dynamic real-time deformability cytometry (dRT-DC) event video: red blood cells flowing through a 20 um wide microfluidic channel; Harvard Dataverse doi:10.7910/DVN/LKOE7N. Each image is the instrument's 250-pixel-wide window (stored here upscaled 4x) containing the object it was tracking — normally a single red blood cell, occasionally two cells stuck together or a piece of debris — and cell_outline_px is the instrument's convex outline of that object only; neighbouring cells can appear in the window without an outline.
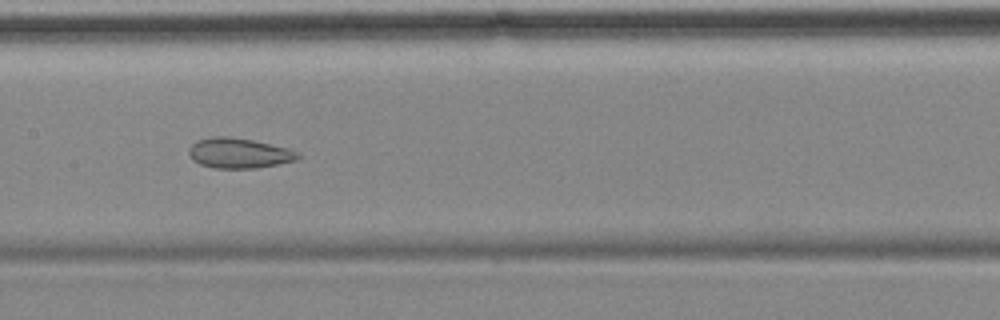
{"species": "common noctule bat (a hibernating species)", "species_latin": "Nyctalus noctula", "temperature_condition": "cold", "stored_images_in_passage": 9, "camera_frame_rate_fps": 3000, "um_per_image_px": 0.085, "animal": {"sex": "female", "body_mass_g": 18.4}, "frame": {"image": 1, "passage_image": 7, "time_ms": 7.0, "image_size_px": [1000, 320], "cell_outline_px": [[300, 156], [296, 160], [256, 168], [212, 168], [200, 164], [192, 160], [188, 152], [188, 148], [192, 144], [200, 140], [216, 136], [228, 136], [252, 140], [288, 148], [300, 152]], "centroid_in_image_um": [20.3, 13.02], "position_along_channel_um": 187.1, "area_um2": 19.07}}
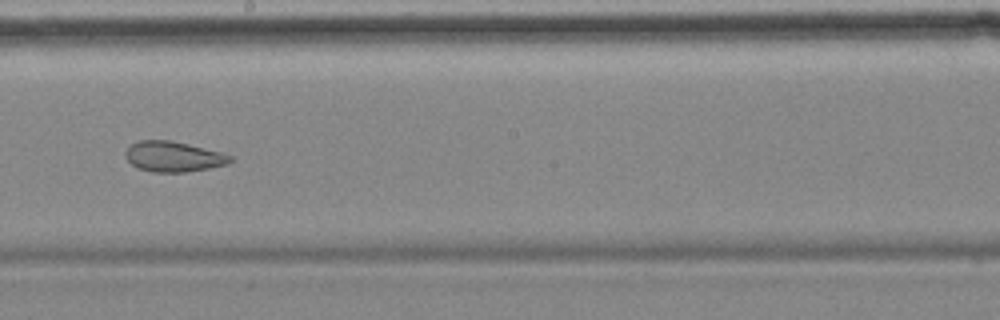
{"frame": {"image": 2, "passage_image": 8, "time_ms": 8.333, "image_size_px": [1000, 320], "cell_outline_px": [[232, 160], [228, 164], [208, 168], [184, 172], [152, 172], [140, 168], [132, 164], [124, 156], [124, 152], [132, 144], [140, 140], [172, 140], [220, 152], [232, 156]], "centroid_in_image_um": [14.73, 13.3], "position_along_channel_um": 233.5, "area_um2": 18.38}}
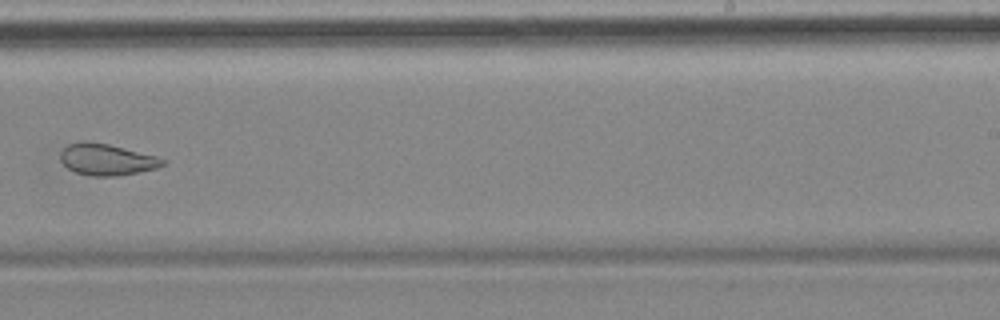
{"frame": {"image": 3, "passage_image": 9, "time_ms": 9.667, "image_size_px": [1000, 320], "cell_outline_px": [[168, 160], [164, 164], [156, 168], [116, 176], [92, 176], [76, 172], [68, 168], [60, 160], [60, 152], [68, 144], [84, 140], [108, 144], [156, 156]], "centroid_in_image_um": [9.05, 13.55], "position_along_channel_um": 280.0, "area_um2": 18.61}}